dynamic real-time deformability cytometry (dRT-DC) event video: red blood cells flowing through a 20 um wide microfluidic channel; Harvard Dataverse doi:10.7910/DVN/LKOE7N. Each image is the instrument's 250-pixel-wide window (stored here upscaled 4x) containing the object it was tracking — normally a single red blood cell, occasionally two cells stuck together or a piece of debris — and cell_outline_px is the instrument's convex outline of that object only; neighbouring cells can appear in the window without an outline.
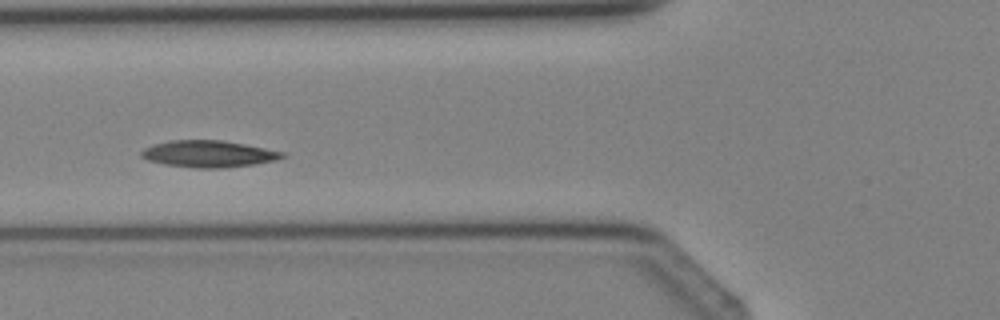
{"species": "Egyptian fruit bat (a non-hibernating species)", "species_latin": "Rousettus aegyptiacus", "temperature_condition": "cold", "stored_images_in_passage": 4, "camera_frame_rate_fps": 3000, "um_per_image_px": 0.085, "animal": {"sex": "female"}, "frame": {"image": 1, "passage_image": 4, "time_ms": 3.333, "image_size_px": [1000, 320], "cell_outline_px": [[288, 156], [276, 160], [256, 164], [224, 168], [196, 168], [164, 164], [148, 160], [140, 156], [140, 152], [144, 148], [152, 144], [168, 140], [224, 140], [284, 152]], "centroid_in_image_um": [17.72, 13.08], "position_along_channel_um": 108.1, "area_um2": 22.14}}